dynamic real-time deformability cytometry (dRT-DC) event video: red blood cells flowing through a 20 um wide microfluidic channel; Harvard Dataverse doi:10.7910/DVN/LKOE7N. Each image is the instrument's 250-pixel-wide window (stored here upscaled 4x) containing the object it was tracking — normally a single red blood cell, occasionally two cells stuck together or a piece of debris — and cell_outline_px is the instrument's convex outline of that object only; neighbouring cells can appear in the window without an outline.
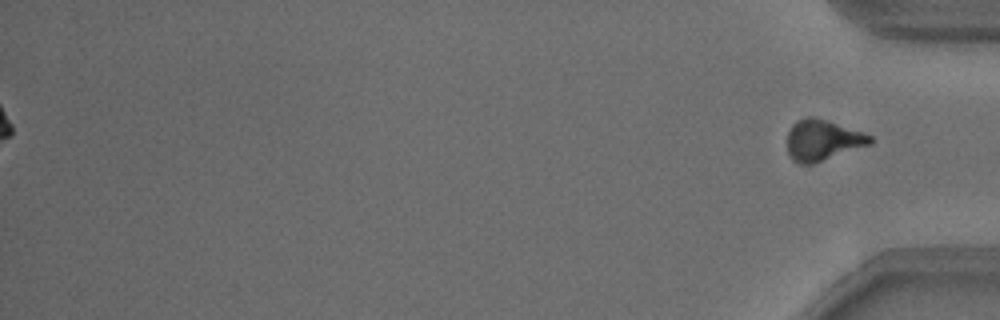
{"species": "common noctule bat (a hibernating species)", "species_latin": "Nyctalus noctula", "temperature_condition": "warm", "stored_images_in_passage": 44, "segment_of_instrument_passage": [2, 2], "camera_frame_rate_fps": 3000, "um_per_image_px": 0.085, "animal": {"sex": "male", "body_mass_g": 18.8}, "frame": {"image": 1, "passage_image": 44, "time_ms": 14.333, "image_size_px": [1000, 320], "cell_outline_px": [[872, 144], [812, 164], [800, 164], [792, 160], [788, 152], [788, 132], [792, 124], [796, 120], [808, 116], [812, 116], [828, 120], [864, 132], [872, 136]], "centroid_in_image_um": [69.93, 11.9], "position_along_channel_um": 365.3, "area_um2": 19.88}}